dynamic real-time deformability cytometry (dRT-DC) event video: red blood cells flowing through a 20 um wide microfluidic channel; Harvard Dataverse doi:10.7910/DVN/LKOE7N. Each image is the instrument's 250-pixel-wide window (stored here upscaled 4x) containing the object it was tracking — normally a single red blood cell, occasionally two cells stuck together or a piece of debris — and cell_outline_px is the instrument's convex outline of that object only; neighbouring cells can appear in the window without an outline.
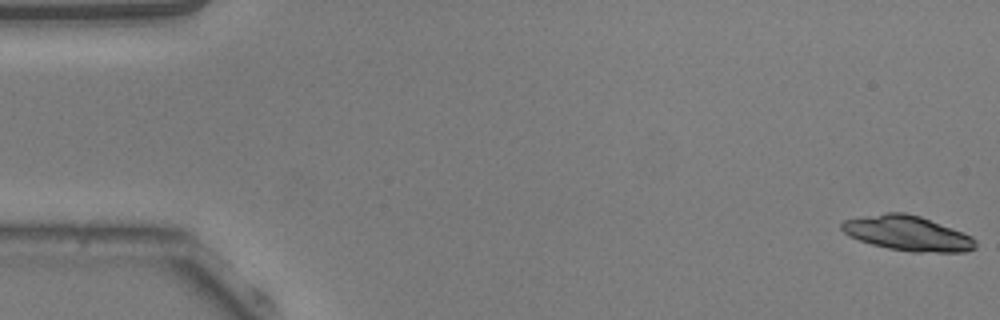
{"species": "common noctule bat (a hibernating species)", "species_latin": "Nyctalus noctula", "temperature_condition": "warm", "stored_images_in_passage": 54, "camera_frame_rate_fps": 3000, "um_per_image_px": 0.085, "animal": {"sex": "male", "body_mass_g": 20.5, "forearm_length_mm": 52.5}, "frame": {"image": 1, "passage_image": 1, "time_ms": 0.0, "image_size_px": [1000, 320], "cell_outline_px": [[976, 248], [964, 252], [912, 252], [888, 248], [872, 244], [848, 236], [840, 228], [840, 224], [844, 220], [884, 212], [904, 212], [920, 216], [972, 236], [976, 240]], "centroid_in_image_um": [77.13, 19.83], "position_along_channel_um": 7.9, "area_um2": 27.17}}
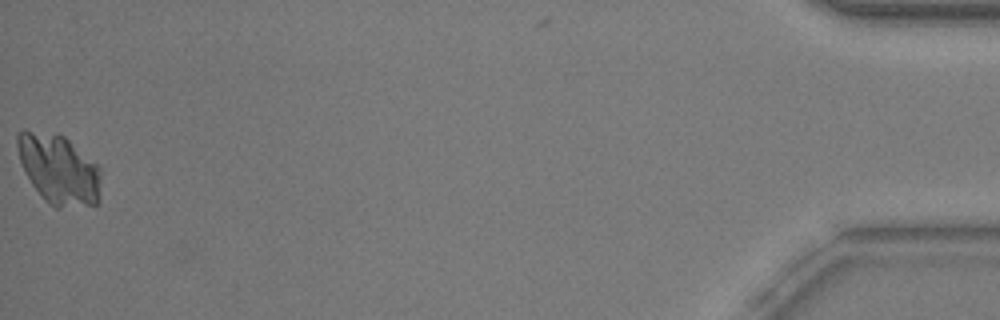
{"frame": {"image": 2, "passage_image": 53, "time_ms": 17.333, "image_size_px": [1000, 320], "cell_outline_px": [[100, 200], [96, 204], [60, 208], [56, 208], [32, 184], [24, 172], [16, 148], [16, 136], [24, 128], [56, 132], [64, 136], [96, 164], [100, 168]], "centroid_in_image_um": [4.97, 14.34], "position_along_channel_um": 430.2, "area_um2": 34.04}}